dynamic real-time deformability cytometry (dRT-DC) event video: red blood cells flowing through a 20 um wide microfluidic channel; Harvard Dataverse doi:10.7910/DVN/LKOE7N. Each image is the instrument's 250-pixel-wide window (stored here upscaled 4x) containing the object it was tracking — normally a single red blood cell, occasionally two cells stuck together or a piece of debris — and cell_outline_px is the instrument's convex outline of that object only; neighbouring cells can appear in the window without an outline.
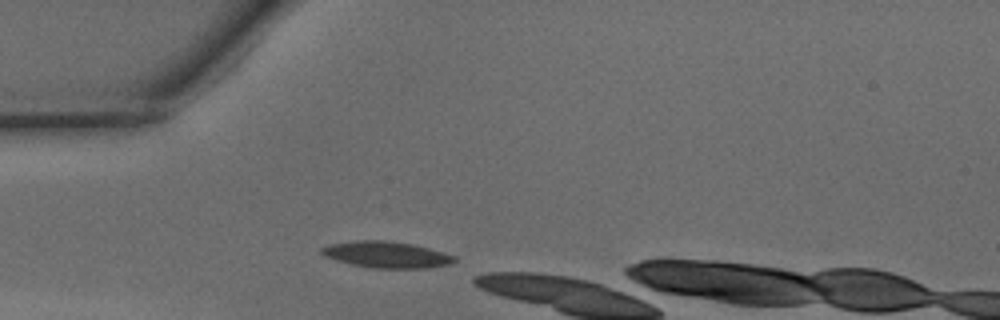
{"species": "common noctule bat (a hibernating species)", "species_latin": "Nyctalus noctula", "temperature_condition": "warm", "stored_images_in_passage": 5, "camera_frame_rate_fps": 3000, "um_per_image_px": 0.085, "animal": {"sex": "male", "body_mass_g": 15.6}, "frame": {"image": 1, "passage_image": 1, "time_ms": 0.0, "image_size_px": [1000, 320], "cell_outline_px": [[456, 260], [452, 264], [424, 268], [372, 268], [352, 264], [336, 260], [324, 256], [320, 252], [320, 248], [328, 244], [360, 240], [384, 240], [412, 244], [428, 248], [456, 256]], "centroid_in_image_um": [32.83, 21.64], "position_along_channel_um": 52.2, "area_um2": 20.35}}